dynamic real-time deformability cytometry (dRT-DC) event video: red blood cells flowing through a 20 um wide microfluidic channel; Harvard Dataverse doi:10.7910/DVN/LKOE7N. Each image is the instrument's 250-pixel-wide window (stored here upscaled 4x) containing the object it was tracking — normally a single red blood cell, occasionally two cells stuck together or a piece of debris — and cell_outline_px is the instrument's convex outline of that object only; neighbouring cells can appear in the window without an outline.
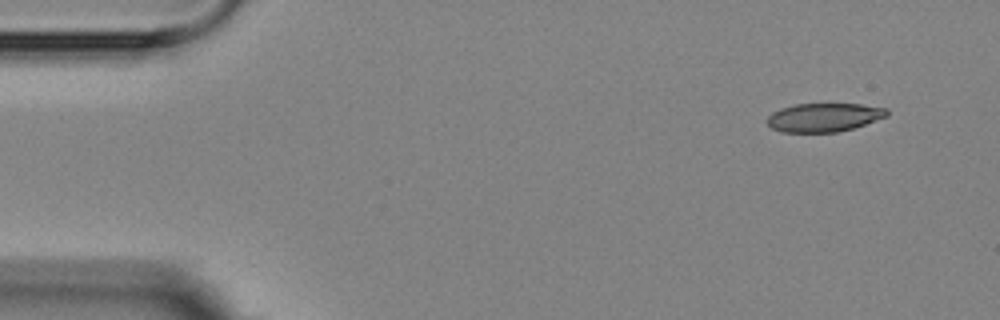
{"species": "Egyptian fruit bat (a non-hibernating species)", "species_latin": "Rousettus aegyptiacus", "temperature_condition": "room temperature", "stored_images_in_passage": 4, "camera_frame_rate_fps": 3000, "um_per_image_px": 0.085, "animal": {"sex": "female"}, "frame": {"image": 1, "passage_image": 1, "time_ms": 0.0, "image_size_px": [1000, 320], "cell_outline_px": [[888, 116], [852, 128], [836, 132], [780, 132], [772, 128], [768, 124], [768, 116], [772, 112], [780, 108], [796, 104], [860, 104], [888, 108]], "centroid_in_image_um": [70.03, 9.97], "position_along_channel_um": 15.0, "area_um2": 19.88}}